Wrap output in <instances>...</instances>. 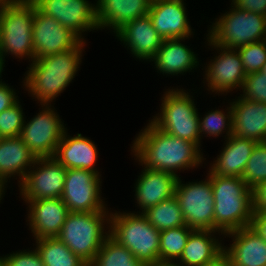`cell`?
Here are the masks:
<instances>
[{
	"label": "cell",
	"instance_id": "obj_1",
	"mask_svg": "<svg viewBox=\"0 0 266 266\" xmlns=\"http://www.w3.org/2000/svg\"><path fill=\"white\" fill-rule=\"evenodd\" d=\"M141 131L131 151L142 167L171 172L179 177V170L198 167L206 159L197 144L157 128L150 120Z\"/></svg>",
	"mask_w": 266,
	"mask_h": 266
},
{
	"label": "cell",
	"instance_id": "obj_2",
	"mask_svg": "<svg viewBox=\"0 0 266 266\" xmlns=\"http://www.w3.org/2000/svg\"><path fill=\"white\" fill-rule=\"evenodd\" d=\"M85 41L65 52L36 58L23 80V86L40 104H51L72 82L79 69Z\"/></svg>",
	"mask_w": 266,
	"mask_h": 266
},
{
	"label": "cell",
	"instance_id": "obj_3",
	"mask_svg": "<svg viewBox=\"0 0 266 266\" xmlns=\"http://www.w3.org/2000/svg\"><path fill=\"white\" fill-rule=\"evenodd\" d=\"M211 178L214 197V231L219 236L249 227L253 216L252 189L241 177H228L218 174Z\"/></svg>",
	"mask_w": 266,
	"mask_h": 266
},
{
	"label": "cell",
	"instance_id": "obj_4",
	"mask_svg": "<svg viewBox=\"0 0 266 266\" xmlns=\"http://www.w3.org/2000/svg\"><path fill=\"white\" fill-rule=\"evenodd\" d=\"M110 215L107 210L69 212L57 238L89 266L110 235Z\"/></svg>",
	"mask_w": 266,
	"mask_h": 266
},
{
	"label": "cell",
	"instance_id": "obj_5",
	"mask_svg": "<svg viewBox=\"0 0 266 266\" xmlns=\"http://www.w3.org/2000/svg\"><path fill=\"white\" fill-rule=\"evenodd\" d=\"M115 212L110 215V236L144 266H155L159 262L160 231L142 213Z\"/></svg>",
	"mask_w": 266,
	"mask_h": 266
},
{
	"label": "cell",
	"instance_id": "obj_6",
	"mask_svg": "<svg viewBox=\"0 0 266 266\" xmlns=\"http://www.w3.org/2000/svg\"><path fill=\"white\" fill-rule=\"evenodd\" d=\"M34 14L35 3L32 0H9L0 8V57L4 61L5 56L11 54L33 62Z\"/></svg>",
	"mask_w": 266,
	"mask_h": 266
},
{
	"label": "cell",
	"instance_id": "obj_7",
	"mask_svg": "<svg viewBox=\"0 0 266 266\" xmlns=\"http://www.w3.org/2000/svg\"><path fill=\"white\" fill-rule=\"evenodd\" d=\"M194 98L186 90L172 88L162 97L160 114L151 122L159 129L201 146L199 114Z\"/></svg>",
	"mask_w": 266,
	"mask_h": 266
},
{
	"label": "cell",
	"instance_id": "obj_8",
	"mask_svg": "<svg viewBox=\"0 0 266 266\" xmlns=\"http://www.w3.org/2000/svg\"><path fill=\"white\" fill-rule=\"evenodd\" d=\"M231 7L210 25L207 36L214 44L237 49L266 39L265 16Z\"/></svg>",
	"mask_w": 266,
	"mask_h": 266
},
{
	"label": "cell",
	"instance_id": "obj_9",
	"mask_svg": "<svg viewBox=\"0 0 266 266\" xmlns=\"http://www.w3.org/2000/svg\"><path fill=\"white\" fill-rule=\"evenodd\" d=\"M182 183L177 179L175 194L186 225L193 230L214 231V197L211 178Z\"/></svg>",
	"mask_w": 266,
	"mask_h": 266
},
{
	"label": "cell",
	"instance_id": "obj_10",
	"mask_svg": "<svg viewBox=\"0 0 266 266\" xmlns=\"http://www.w3.org/2000/svg\"><path fill=\"white\" fill-rule=\"evenodd\" d=\"M40 110L30 121H24L20 134L23 142L37 157H54L58 144L67 129L51 104H41Z\"/></svg>",
	"mask_w": 266,
	"mask_h": 266
},
{
	"label": "cell",
	"instance_id": "obj_11",
	"mask_svg": "<svg viewBox=\"0 0 266 266\" xmlns=\"http://www.w3.org/2000/svg\"><path fill=\"white\" fill-rule=\"evenodd\" d=\"M66 170L54 157H37L24 180L18 185L22 199L33 201L61 198Z\"/></svg>",
	"mask_w": 266,
	"mask_h": 266
},
{
	"label": "cell",
	"instance_id": "obj_12",
	"mask_svg": "<svg viewBox=\"0 0 266 266\" xmlns=\"http://www.w3.org/2000/svg\"><path fill=\"white\" fill-rule=\"evenodd\" d=\"M101 176L83 169H67L61 199L69 212L108 210L101 197Z\"/></svg>",
	"mask_w": 266,
	"mask_h": 266
},
{
	"label": "cell",
	"instance_id": "obj_13",
	"mask_svg": "<svg viewBox=\"0 0 266 266\" xmlns=\"http://www.w3.org/2000/svg\"><path fill=\"white\" fill-rule=\"evenodd\" d=\"M34 59L76 48L83 40L35 5L32 27Z\"/></svg>",
	"mask_w": 266,
	"mask_h": 266
},
{
	"label": "cell",
	"instance_id": "obj_14",
	"mask_svg": "<svg viewBox=\"0 0 266 266\" xmlns=\"http://www.w3.org/2000/svg\"><path fill=\"white\" fill-rule=\"evenodd\" d=\"M208 46L218 50L214 59L206 66L205 82L208 89L212 92L224 94L234 89H242L246 73L243 69V64L236 49L223 48L214 44L207 37ZM221 51V52H220ZM241 87V88H240Z\"/></svg>",
	"mask_w": 266,
	"mask_h": 266
},
{
	"label": "cell",
	"instance_id": "obj_15",
	"mask_svg": "<svg viewBox=\"0 0 266 266\" xmlns=\"http://www.w3.org/2000/svg\"><path fill=\"white\" fill-rule=\"evenodd\" d=\"M36 7L71 29L83 41L82 33L99 29L96 4L88 0H32Z\"/></svg>",
	"mask_w": 266,
	"mask_h": 266
},
{
	"label": "cell",
	"instance_id": "obj_16",
	"mask_svg": "<svg viewBox=\"0 0 266 266\" xmlns=\"http://www.w3.org/2000/svg\"><path fill=\"white\" fill-rule=\"evenodd\" d=\"M148 15L164 40L189 38L193 33L184 0L151 1Z\"/></svg>",
	"mask_w": 266,
	"mask_h": 266
},
{
	"label": "cell",
	"instance_id": "obj_17",
	"mask_svg": "<svg viewBox=\"0 0 266 266\" xmlns=\"http://www.w3.org/2000/svg\"><path fill=\"white\" fill-rule=\"evenodd\" d=\"M28 203L29 228L35 240L57 237L69 210L61 198L25 201Z\"/></svg>",
	"mask_w": 266,
	"mask_h": 266
},
{
	"label": "cell",
	"instance_id": "obj_18",
	"mask_svg": "<svg viewBox=\"0 0 266 266\" xmlns=\"http://www.w3.org/2000/svg\"><path fill=\"white\" fill-rule=\"evenodd\" d=\"M115 34L139 60L150 61L164 41L153 27L148 14L126 23Z\"/></svg>",
	"mask_w": 266,
	"mask_h": 266
},
{
	"label": "cell",
	"instance_id": "obj_19",
	"mask_svg": "<svg viewBox=\"0 0 266 266\" xmlns=\"http://www.w3.org/2000/svg\"><path fill=\"white\" fill-rule=\"evenodd\" d=\"M135 187V199L139 213L174 196L177 179L175 174L156 169L143 168Z\"/></svg>",
	"mask_w": 266,
	"mask_h": 266
},
{
	"label": "cell",
	"instance_id": "obj_20",
	"mask_svg": "<svg viewBox=\"0 0 266 266\" xmlns=\"http://www.w3.org/2000/svg\"><path fill=\"white\" fill-rule=\"evenodd\" d=\"M230 102L232 107V135L266 142V103L248 101L239 96Z\"/></svg>",
	"mask_w": 266,
	"mask_h": 266
},
{
	"label": "cell",
	"instance_id": "obj_21",
	"mask_svg": "<svg viewBox=\"0 0 266 266\" xmlns=\"http://www.w3.org/2000/svg\"><path fill=\"white\" fill-rule=\"evenodd\" d=\"M232 237L224 254L232 266H266V241L249 226L225 234Z\"/></svg>",
	"mask_w": 266,
	"mask_h": 266
},
{
	"label": "cell",
	"instance_id": "obj_22",
	"mask_svg": "<svg viewBox=\"0 0 266 266\" xmlns=\"http://www.w3.org/2000/svg\"><path fill=\"white\" fill-rule=\"evenodd\" d=\"M97 145L81 134L70 136L67 129L64 131L54 158L66 169H83L92 171L101 176L95 164L98 158Z\"/></svg>",
	"mask_w": 266,
	"mask_h": 266
},
{
	"label": "cell",
	"instance_id": "obj_23",
	"mask_svg": "<svg viewBox=\"0 0 266 266\" xmlns=\"http://www.w3.org/2000/svg\"><path fill=\"white\" fill-rule=\"evenodd\" d=\"M36 157L20 136L5 137L0 141V187L5 190L8 179L19 176V184L33 166ZM29 168V169H28Z\"/></svg>",
	"mask_w": 266,
	"mask_h": 266
},
{
	"label": "cell",
	"instance_id": "obj_24",
	"mask_svg": "<svg viewBox=\"0 0 266 266\" xmlns=\"http://www.w3.org/2000/svg\"><path fill=\"white\" fill-rule=\"evenodd\" d=\"M150 3L151 0H97L99 29L107 27L116 33L126 23L147 15Z\"/></svg>",
	"mask_w": 266,
	"mask_h": 266
},
{
	"label": "cell",
	"instance_id": "obj_25",
	"mask_svg": "<svg viewBox=\"0 0 266 266\" xmlns=\"http://www.w3.org/2000/svg\"><path fill=\"white\" fill-rule=\"evenodd\" d=\"M225 139L227 140L223 145L224 148L213 161V165L210 163L209 171L221 176L242 178L250 155L258 142L234 135Z\"/></svg>",
	"mask_w": 266,
	"mask_h": 266
},
{
	"label": "cell",
	"instance_id": "obj_26",
	"mask_svg": "<svg viewBox=\"0 0 266 266\" xmlns=\"http://www.w3.org/2000/svg\"><path fill=\"white\" fill-rule=\"evenodd\" d=\"M188 38H174L164 40L155 56L150 60L154 61L155 68L160 73L175 75L184 74L187 71L196 69L199 65L197 55L181 42Z\"/></svg>",
	"mask_w": 266,
	"mask_h": 266
},
{
	"label": "cell",
	"instance_id": "obj_27",
	"mask_svg": "<svg viewBox=\"0 0 266 266\" xmlns=\"http://www.w3.org/2000/svg\"><path fill=\"white\" fill-rule=\"evenodd\" d=\"M216 232L218 231L193 230L176 262L182 266H206L216 261L224 254V245L215 236L218 234Z\"/></svg>",
	"mask_w": 266,
	"mask_h": 266
},
{
	"label": "cell",
	"instance_id": "obj_28",
	"mask_svg": "<svg viewBox=\"0 0 266 266\" xmlns=\"http://www.w3.org/2000/svg\"><path fill=\"white\" fill-rule=\"evenodd\" d=\"M35 246L45 266H88L57 237L38 239Z\"/></svg>",
	"mask_w": 266,
	"mask_h": 266
},
{
	"label": "cell",
	"instance_id": "obj_29",
	"mask_svg": "<svg viewBox=\"0 0 266 266\" xmlns=\"http://www.w3.org/2000/svg\"><path fill=\"white\" fill-rule=\"evenodd\" d=\"M142 214L159 231L186 225L179 202L175 196L148 208Z\"/></svg>",
	"mask_w": 266,
	"mask_h": 266
},
{
	"label": "cell",
	"instance_id": "obj_30",
	"mask_svg": "<svg viewBox=\"0 0 266 266\" xmlns=\"http://www.w3.org/2000/svg\"><path fill=\"white\" fill-rule=\"evenodd\" d=\"M89 266H144L125 246L110 235Z\"/></svg>",
	"mask_w": 266,
	"mask_h": 266
},
{
	"label": "cell",
	"instance_id": "obj_31",
	"mask_svg": "<svg viewBox=\"0 0 266 266\" xmlns=\"http://www.w3.org/2000/svg\"><path fill=\"white\" fill-rule=\"evenodd\" d=\"M192 231L187 225L160 231L159 262H176Z\"/></svg>",
	"mask_w": 266,
	"mask_h": 266
},
{
	"label": "cell",
	"instance_id": "obj_32",
	"mask_svg": "<svg viewBox=\"0 0 266 266\" xmlns=\"http://www.w3.org/2000/svg\"><path fill=\"white\" fill-rule=\"evenodd\" d=\"M227 113L223 110H211L203 117L199 118L200 138L202 134L207 137H217L226 131V137L229 138L233 133L232 107L229 104ZM225 130V131H224ZM203 132V133H202ZM209 135V136H208Z\"/></svg>",
	"mask_w": 266,
	"mask_h": 266
},
{
	"label": "cell",
	"instance_id": "obj_33",
	"mask_svg": "<svg viewBox=\"0 0 266 266\" xmlns=\"http://www.w3.org/2000/svg\"><path fill=\"white\" fill-rule=\"evenodd\" d=\"M242 179L250 189L266 181V142H258L255 145Z\"/></svg>",
	"mask_w": 266,
	"mask_h": 266
},
{
	"label": "cell",
	"instance_id": "obj_34",
	"mask_svg": "<svg viewBox=\"0 0 266 266\" xmlns=\"http://www.w3.org/2000/svg\"><path fill=\"white\" fill-rule=\"evenodd\" d=\"M247 74L259 72L266 63V39L236 49Z\"/></svg>",
	"mask_w": 266,
	"mask_h": 266
},
{
	"label": "cell",
	"instance_id": "obj_35",
	"mask_svg": "<svg viewBox=\"0 0 266 266\" xmlns=\"http://www.w3.org/2000/svg\"><path fill=\"white\" fill-rule=\"evenodd\" d=\"M19 100L0 113V135L5 137L20 136L25 118Z\"/></svg>",
	"mask_w": 266,
	"mask_h": 266
},
{
	"label": "cell",
	"instance_id": "obj_36",
	"mask_svg": "<svg viewBox=\"0 0 266 266\" xmlns=\"http://www.w3.org/2000/svg\"><path fill=\"white\" fill-rule=\"evenodd\" d=\"M241 97L248 101L266 103V76L262 71L247 74Z\"/></svg>",
	"mask_w": 266,
	"mask_h": 266
},
{
	"label": "cell",
	"instance_id": "obj_37",
	"mask_svg": "<svg viewBox=\"0 0 266 266\" xmlns=\"http://www.w3.org/2000/svg\"><path fill=\"white\" fill-rule=\"evenodd\" d=\"M35 250H23L19 252H13L10 255L0 256V260L4 266H45L40 254Z\"/></svg>",
	"mask_w": 266,
	"mask_h": 266
},
{
	"label": "cell",
	"instance_id": "obj_38",
	"mask_svg": "<svg viewBox=\"0 0 266 266\" xmlns=\"http://www.w3.org/2000/svg\"><path fill=\"white\" fill-rule=\"evenodd\" d=\"M234 7L266 17V0H232Z\"/></svg>",
	"mask_w": 266,
	"mask_h": 266
},
{
	"label": "cell",
	"instance_id": "obj_39",
	"mask_svg": "<svg viewBox=\"0 0 266 266\" xmlns=\"http://www.w3.org/2000/svg\"><path fill=\"white\" fill-rule=\"evenodd\" d=\"M253 211L266 212V181L252 189Z\"/></svg>",
	"mask_w": 266,
	"mask_h": 266
},
{
	"label": "cell",
	"instance_id": "obj_40",
	"mask_svg": "<svg viewBox=\"0 0 266 266\" xmlns=\"http://www.w3.org/2000/svg\"><path fill=\"white\" fill-rule=\"evenodd\" d=\"M17 97L13 88L4 82L0 83V113L15 104Z\"/></svg>",
	"mask_w": 266,
	"mask_h": 266
},
{
	"label": "cell",
	"instance_id": "obj_41",
	"mask_svg": "<svg viewBox=\"0 0 266 266\" xmlns=\"http://www.w3.org/2000/svg\"><path fill=\"white\" fill-rule=\"evenodd\" d=\"M250 227L266 241V212H254Z\"/></svg>",
	"mask_w": 266,
	"mask_h": 266
},
{
	"label": "cell",
	"instance_id": "obj_42",
	"mask_svg": "<svg viewBox=\"0 0 266 266\" xmlns=\"http://www.w3.org/2000/svg\"><path fill=\"white\" fill-rule=\"evenodd\" d=\"M206 266H232L230 260L227 258L225 254H223L221 257H219L216 261L213 263H210Z\"/></svg>",
	"mask_w": 266,
	"mask_h": 266
},
{
	"label": "cell",
	"instance_id": "obj_43",
	"mask_svg": "<svg viewBox=\"0 0 266 266\" xmlns=\"http://www.w3.org/2000/svg\"><path fill=\"white\" fill-rule=\"evenodd\" d=\"M155 266H182L176 262H158Z\"/></svg>",
	"mask_w": 266,
	"mask_h": 266
},
{
	"label": "cell",
	"instance_id": "obj_44",
	"mask_svg": "<svg viewBox=\"0 0 266 266\" xmlns=\"http://www.w3.org/2000/svg\"><path fill=\"white\" fill-rule=\"evenodd\" d=\"M4 60L0 57V78H1V73L3 72L4 66ZM0 83H2V79L0 80Z\"/></svg>",
	"mask_w": 266,
	"mask_h": 266
},
{
	"label": "cell",
	"instance_id": "obj_45",
	"mask_svg": "<svg viewBox=\"0 0 266 266\" xmlns=\"http://www.w3.org/2000/svg\"><path fill=\"white\" fill-rule=\"evenodd\" d=\"M5 191H3V189L0 187V202H1V199L3 198V194Z\"/></svg>",
	"mask_w": 266,
	"mask_h": 266
},
{
	"label": "cell",
	"instance_id": "obj_46",
	"mask_svg": "<svg viewBox=\"0 0 266 266\" xmlns=\"http://www.w3.org/2000/svg\"><path fill=\"white\" fill-rule=\"evenodd\" d=\"M9 0H0V8L7 3Z\"/></svg>",
	"mask_w": 266,
	"mask_h": 266
},
{
	"label": "cell",
	"instance_id": "obj_47",
	"mask_svg": "<svg viewBox=\"0 0 266 266\" xmlns=\"http://www.w3.org/2000/svg\"><path fill=\"white\" fill-rule=\"evenodd\" d=\"M263 73H265V76H266V63L263 65V68L261 70Z\"/></svg>",
	"mask_w": 266,
	"mask_h": 266
},
{
	"label": "cell",
	"instance_id": "obj_48",
	"mask_svg": "<svg viewBox=\"0 0 266 266\" xmlns=\"http://www.w3.org/2000/svg\"><path fill=\"white\" fill-rule=\"evenodd\" d=\"M0 266H4L3 262L0 260Z\"/></svg>",
	"mask_w": 266,
	"mask_h": 266
}]
</instances>
